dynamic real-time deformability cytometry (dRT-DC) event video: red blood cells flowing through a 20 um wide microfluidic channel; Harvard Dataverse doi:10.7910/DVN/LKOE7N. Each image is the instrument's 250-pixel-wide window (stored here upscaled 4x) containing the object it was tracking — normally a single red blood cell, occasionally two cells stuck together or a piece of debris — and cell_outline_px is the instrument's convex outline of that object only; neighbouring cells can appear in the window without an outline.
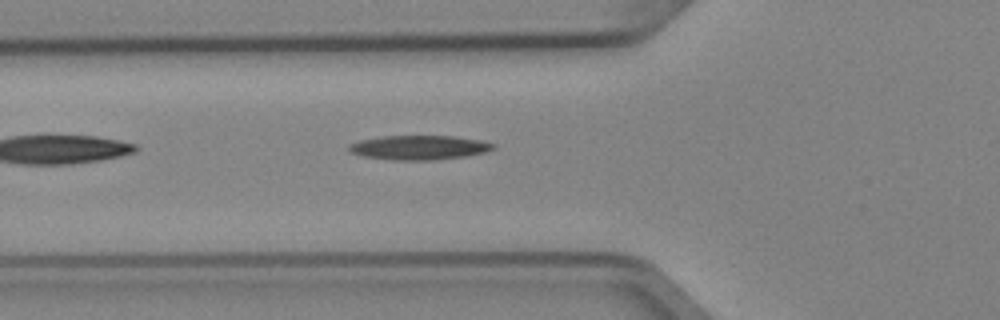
{"species": "Egyptian fruit bat (a non-hibernating species)", "species_latin": "Rousettus aegyptiacus", "temperature_condition": "cold", "stored_images_in_passage": 2, "camera_frame_rate_fps": 3000, "um_per_image_px": 0.085, "animal": {"sex": "female"}, "frame": {"image": 1, "passage_image": 2, "time_ms": 0.333, "image_size_px": [1000, 320], "cell_outline_px": [[496, 148], [484, 152], [464, 156], [432, 160], [392, 160], [364, 156], [352, 152], [348, 148], [348, 144], [360, 140], [380, 136], [452, 136], [480, 140], [496, 144]], "centroid_in_image_um": [35.62, 12.53], "position_along_channel_um": 90.2, "area_um2": 20.35}}